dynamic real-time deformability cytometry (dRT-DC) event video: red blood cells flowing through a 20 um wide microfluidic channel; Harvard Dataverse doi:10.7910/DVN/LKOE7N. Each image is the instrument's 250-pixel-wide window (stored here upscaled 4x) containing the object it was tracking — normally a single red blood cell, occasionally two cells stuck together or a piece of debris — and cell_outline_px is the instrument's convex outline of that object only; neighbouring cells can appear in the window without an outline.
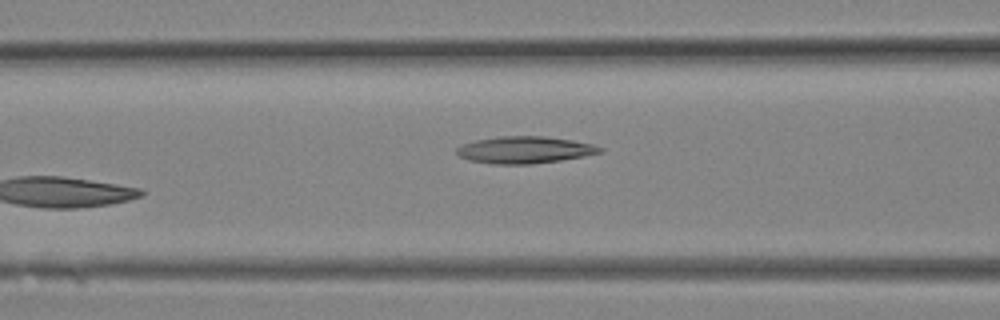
{"species": "Egyptian fruit bat (a non-hibernating species)", "species_latin": "Rousettus aegyptiacus", "temperature_condition": "room temperature", "stored_images_in_passage": 7, "camera_frame_rate_fps": 3000, "um_per_image_px": 0.085, "animal": {"sex": "female"}, "frame": {"image": 1, "passage_image": 7, "time_ms": 2.0, "image_size_px": [1000, 320], "cell_outline_px": [[604, 152], [584, 156], [560, 160], [532, 164], [492, 164], [468, 160], [460, 156], [456, 152], [456, 148], [464, 144], [476, 140], [500, 136], [540, 136], [572, 140], [592, 144], [604, 148]], "centroid_in_image_um": [44.61, 12.74], "position_along_channel_um": 122.0, "area_um2": 22.43}}